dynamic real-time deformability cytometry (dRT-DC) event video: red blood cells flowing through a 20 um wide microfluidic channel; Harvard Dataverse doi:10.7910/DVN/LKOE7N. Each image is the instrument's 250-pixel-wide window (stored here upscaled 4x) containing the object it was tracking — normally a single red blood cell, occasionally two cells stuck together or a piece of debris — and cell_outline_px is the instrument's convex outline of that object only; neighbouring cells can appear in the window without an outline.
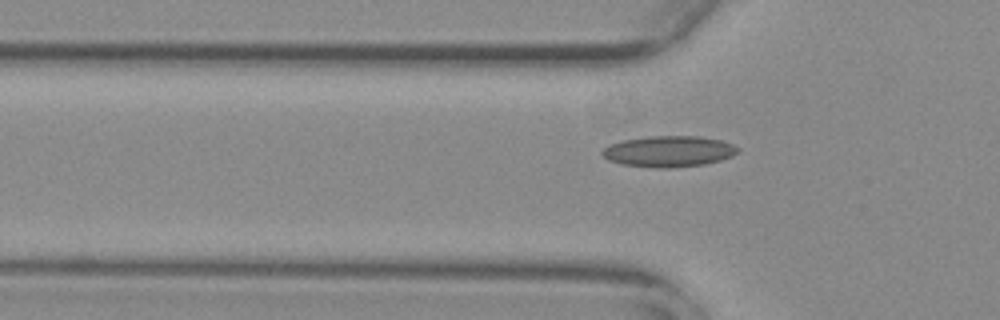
{"species": "common noctule bat (a hibernating species)", "species_latin": "Nyctalus noctula", "temperature_condition": "warm", "stored_images_in_passage": 37, "camera_frame_rate_fps": 3000, "um_per_image_px": 0.085, "animal": {"sex": "female", "body_mass_g": 29.2, "forearm_length_mm": 56.3}, "frame": {"image": 1, "passage_image": 6, "time_ms": 1.667, "image_size_px": [1000, 320], "cell_outline_px": [[740, 148], [732, 156], [720, 160], [704, 164], [668, 168], [656, 168], [624, 164], [608, 160], [600, 152], [608, 144], [624, 140], [648, 136], [700, 136], [720, 140], [732, 144]], "centroid_in_image_um": [56.83, 12.86], "position_along_channel_um": 69.0, "area_um2": 24.39}}
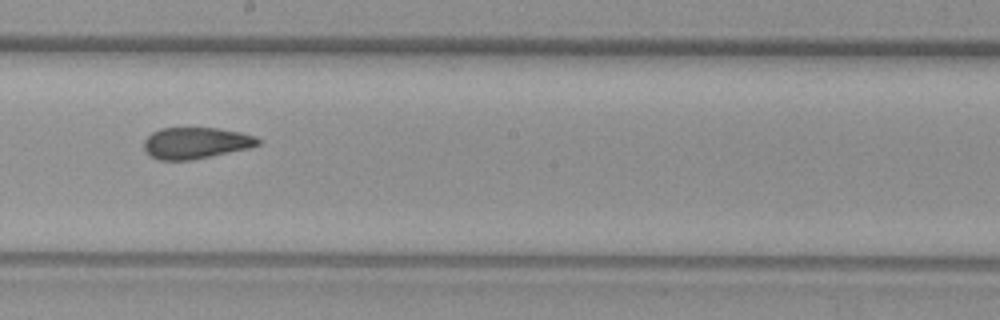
{"frame": {"image": 2, "passage_image": 19, "time_ms": 6.0, "image_size_px": [1000, 320], "cell_outline_px": [[260, 144], [248, 148], [212, 156], [192, 160], [160, 160], [148, 156], [144, 152], [144, 140], [152, 132], [160, 128], [216, 128], [240, 132], [256, 136], [260, 140]], "centroid_in_image_um": [16.61, 12.16], "position_along_channel_um": 231.6, "area_um2": 20.98}}
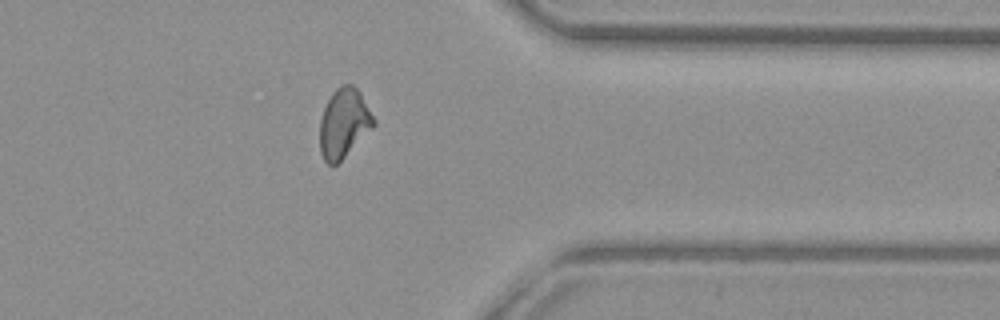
{"frame": {"image": 3, "passage_image": 32, "time_ms": 10.333, "image_size_px": [1000, 320], "cell_outline_px": [[376, 124], [336, 164], [328, 164], [324, 160], [320, 152], [320, 120], [324, 108], [332, 92], [340, 84], [352, 84], [360, 92], [376, 120]], "centroid_in_image_um": [29.22, 10.43], "position_along_channel_um": 382.2, "area_um2": 21.5}, "authors_computed_cell_mechanics": {"area_um2": 21.5016, "velocity_mm_per_s": 3.7422, "shape_relaxation_time_tau1_ms": null, "shape_relaxation_time_tau2_ms": 2.0033, "deformation_change_tau1": null, "deformation_change_tau2": 0.0826}}